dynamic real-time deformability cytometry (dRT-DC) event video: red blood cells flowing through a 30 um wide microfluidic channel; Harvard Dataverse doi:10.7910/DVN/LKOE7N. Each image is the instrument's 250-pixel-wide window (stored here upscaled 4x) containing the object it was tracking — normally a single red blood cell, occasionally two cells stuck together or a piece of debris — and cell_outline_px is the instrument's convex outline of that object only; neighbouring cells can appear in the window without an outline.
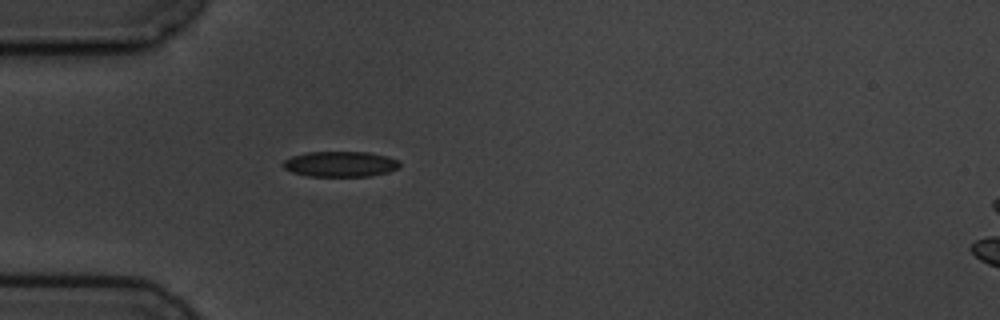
{"species": "common noctule bat (a hibernating species)", "species_latin": "Nyctalus noctula", "temperature_condition": "cold", "stored_images_in_passage": 1, "camera_frame_rate_fps": 3000, "um_per_image_px": 0.085, "animal": {"sex": "male", "body_mass_g": 19.5, "forearm_length_mm": 54.6}, "frame": {"image": 1, "passage_image": 1, "time_ms": 0.0, "image_size_px": [1000, 320], "cell_outline_px": [[400, 164], [396, 168], [388, 172], [372, 176], [308, 176], [292, 172], [284, 168], [284, 160], [292, 156], [308, 152], [368, 152], [388, 156], [400, 160]], "centroid_in_image_um": [28.95, 13.94], "position_along_channel_um": 56.0, "area_um2": 17.28}}